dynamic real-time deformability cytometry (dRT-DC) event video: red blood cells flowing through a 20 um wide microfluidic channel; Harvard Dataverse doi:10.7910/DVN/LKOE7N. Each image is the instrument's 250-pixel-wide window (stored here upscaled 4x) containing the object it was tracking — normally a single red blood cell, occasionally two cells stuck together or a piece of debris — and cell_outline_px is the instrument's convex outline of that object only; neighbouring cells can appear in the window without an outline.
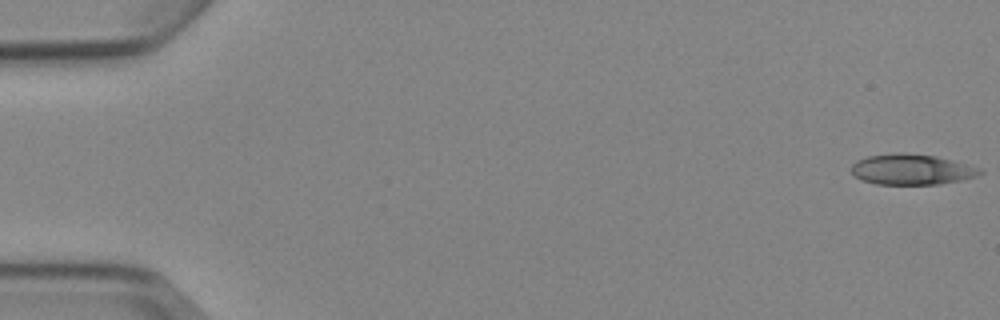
{"species": "Egyptian fruit bat (a non-hibernating species)", "species_latin": "Rousettus aegyptiacus", "temperature_condition": "cold", "stored_images_in_passage": 6, "camera_frame_rate_fps": 3000, "um_per_image_px": 0.085, "animal": {"sex": "female"}, "frame": {"image": 1, "passage_image": 1, "time_ms": 0.0, "image_size_px": [1000, 320], "cell_outline_px": [[984, 172], [976, 176], [960, 180], [940, 184], [876, 184], [864, 180], [856, 176], [852, 172], [852, 164], [856, 160], [868, 156], [896, 152], [900, 152], [936, 156], [952, 160], [980, 168]], "centroid_in_image_um": [77.49, 14.39], "position_along_channel_um": 7.5, "area_um2": 22.77}}
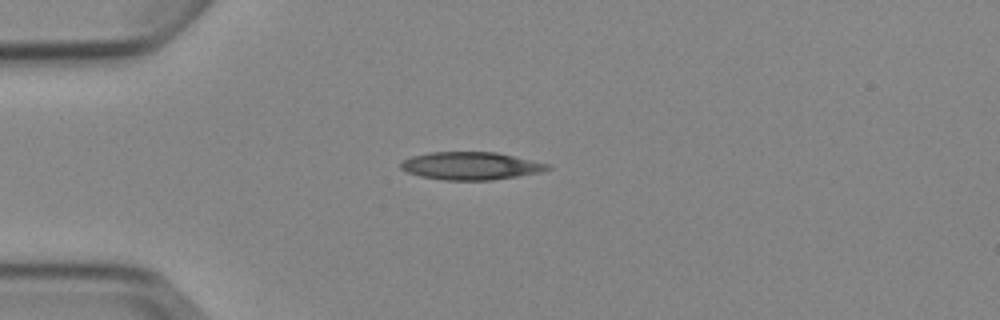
{"frame": {"image": 2, "passage_image": 4, "time_ms": 4.333, "image_size_px": [1000, 320], "cell_outline_px": [[552, 168], [540, 172], [492, 180], [444, 180], [420, 176], [408, 172], [400, 168], [400, 164], [404, 160], [412, 156], [428, 152], [496, 152], [552, 164]], "centroid_in_image_um": [40.04, 14.09], "position_along_channel_um": 45.0, "area_um2": 23.76}}
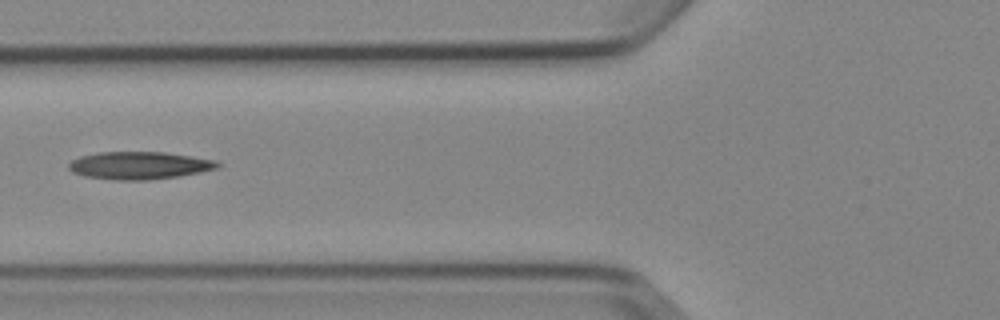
{"frame": {"image": 3, "passage_image": 6, "time_ms": 6.667, "image_size_px": [1000, 320], "cell_outline_px": [[220, 168], [200, 172], [176, 176], [148, 180], [116, 180], [84, 176], [72, 172], [68, 168], [68, 164], [72, 160], [80, 156], [100, 152], [164, 152], [192, 156], [216, 160], [220, 164]], "centroid_in_image_um": [11.84, 14.06], "position_along_channel_um": 114.0, "area_um2": 23.93}}